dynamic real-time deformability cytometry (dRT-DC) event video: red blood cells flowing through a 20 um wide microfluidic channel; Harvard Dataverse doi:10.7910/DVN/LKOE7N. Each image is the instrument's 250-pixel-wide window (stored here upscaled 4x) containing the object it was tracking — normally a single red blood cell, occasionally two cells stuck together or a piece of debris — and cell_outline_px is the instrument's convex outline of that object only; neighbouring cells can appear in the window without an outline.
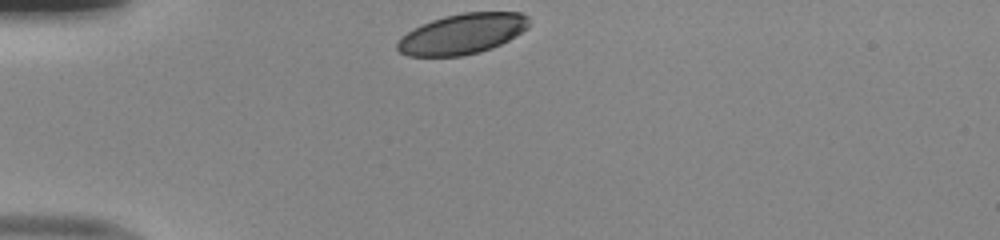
{"species": "human", "species_latin": "Homo sapiens", "temperature_condition": "room temperature", "stored_images_in_passage": 30, "camera_frame_rate_fps": 3000, "um_per_image_px": 0.085, "donor": {"sex": "male"}, "frame": {"image": 1, "passage_image": 1, "time_ms": 0.0, "image_size_px": [1000, 240], "cell_outline_px": [[528, 28], [516, 36], [492, 48], [480, 52], [460, 56], [408, 56], [400, 52], [396, 48], [396, 44], [412, 28], [432, 20], [444, 16], [464, 12], [520, 12], [528, 16]], "centroid_in_image_um": [39.31, 2.88], "position_along_channel_um": 45.7, "area_um2": 30.92}}
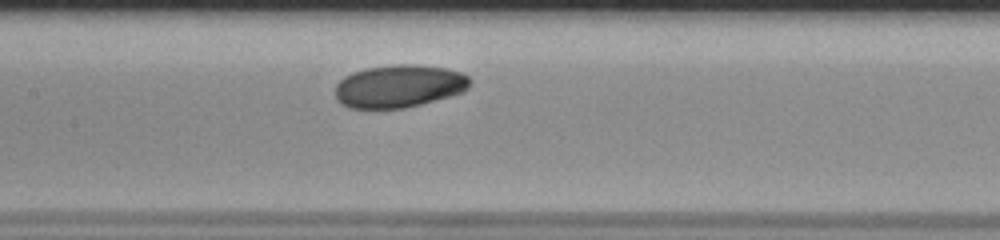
{"frame": {"image": 2, "passage_image": 13, "time_ms": 4.0, "image_size_px": [1000, 240], "cell_outline_px": [[472, 80], [468, 88], [464, 92], [420, 104], [404, 108], [348, 108], [340, 104], [336, 100], [336, 84], [344, 76], [352, 72], [364, 68], [392, 64], [416, 64], [448, 68], [460, 72], [468, 76]], "centroid_in_image_um": [33.91, 7.31], "position_along_channel_um": 173.5, "area_um2": 33.93}}
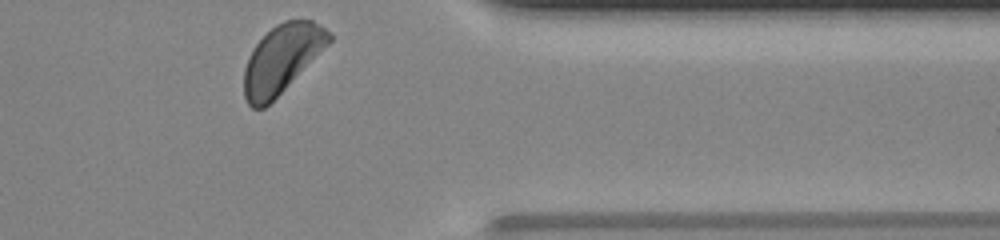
{"frame": {"image": 3, "passage_image": 30, "time_ms": 9.667, "image_size_px": [1000, 240], "cell_outline_px": [[332, 40], [264, 108], [252, 108], [248, 104], [244, 96], [244, 68], [248, 56], [252, 48], [276, 24], [284, 20], [312, 20], [324, 28], [332, 36]], "centroid_in_image_um": [23.91, 4.99], "position_along_channel_um": 387.5, "area_um2": 32.89}, "authors_computed_cell_mechanics": {"area_um2": 33.4662, "velocity_mm_per_s": 3.9593, "shape_relaxation_time_tau1_ms": 3.3269, "shape_relaxation_time_tau2_ms": null, "deformation_change_tau1": 0.1281, "deformation_change_tau2": null}}